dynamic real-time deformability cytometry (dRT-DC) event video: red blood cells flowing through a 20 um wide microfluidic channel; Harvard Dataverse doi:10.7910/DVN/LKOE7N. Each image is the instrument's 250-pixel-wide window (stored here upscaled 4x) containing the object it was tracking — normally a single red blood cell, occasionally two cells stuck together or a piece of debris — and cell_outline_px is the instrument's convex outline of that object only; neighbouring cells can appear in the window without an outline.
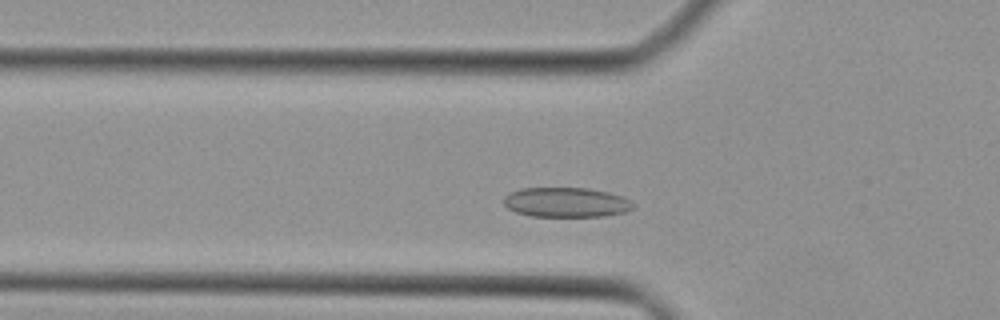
{"species": "Egyptian fruit bat (a non-hibernating species)", "species_latin": "Rousettus aegyptiacus", "temperature_condition": "cold", "stored_images_in_passage": 37, "camera_frame_rate_fps": 3000, "um_per_image_px": 0.085, "animal": {"sex": "female"}, "frame": {"image": 1, "passage_image": 7, "time_ms": 2.0, "image_size_px": [1000, 320], "cell_outline_px": [[636, 204], [632, 208], [624, 212], [604, 216], [528, 216], [516, 212], [508, 208], [504, 204], [504, 196], [508, 192], [520, 188], [588, 188], [608, 192], [620, 196]], "centroid_in_image_um": [48.08, 17.19], "position_along_channel_um": 77.7, "area_um2": 22.43}}
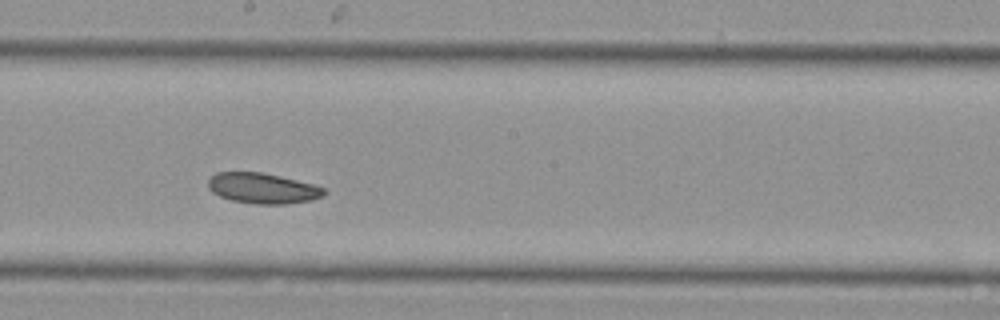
{"frame": {"image": 2, "passage_image": 17, "time_ms": 5.333, "image_size_px": [1000, 320], "cell_outline_px": [[324, 196], [312, 200], [288, 204], [256, 204], [232, 200], [220, 196], [212, 192], [208, 188], [208, 180], [216, 172], [260, 172], [296, 180], [312, 184], [324, 188]], "centroid_in_image_um": [22.31, 16.01], "position_along_channel_um": 225.9, "area_um2": 20.46}}
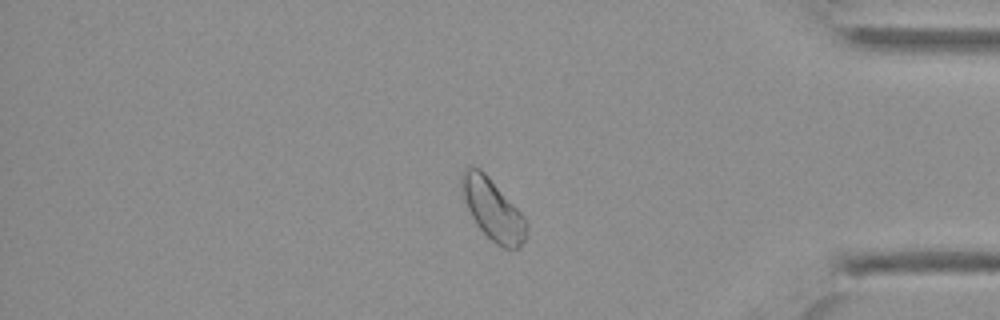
{"frame": {"image": 3, "passage_image": 30, "time_ms": 9.667, "image_size_px": [1000, 320], "cell_outline_px": [[528, 228], [524, 240], [520, 248], [504, 248], [496, 244], [476, 224], [468, 208], [460, 184], [460, 176], [464, 168], [468, 164], [472, 164], [480, 168], [488, 176], [528, 220]], "centroid_in_image_um": [41.89, 17.77], "position_along_channel_um": 393.3, "area_um2": 23.06}}